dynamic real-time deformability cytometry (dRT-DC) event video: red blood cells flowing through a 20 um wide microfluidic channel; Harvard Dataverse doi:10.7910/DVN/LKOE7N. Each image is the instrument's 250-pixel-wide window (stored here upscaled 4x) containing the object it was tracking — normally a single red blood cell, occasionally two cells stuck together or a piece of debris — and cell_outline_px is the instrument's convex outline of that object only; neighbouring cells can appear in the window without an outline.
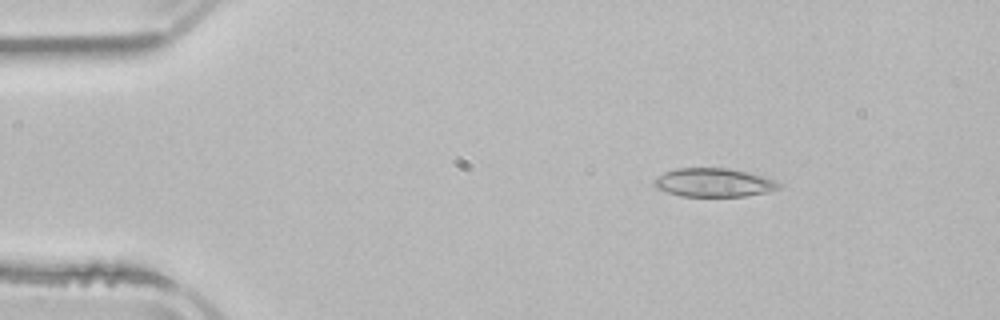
{"species": "common noctule bat (a hibernating species)", "species_latin": "Nyctalus noctula", "temperature_condition": "room temperature", "stored_images_in_passage": 3, "camera_frame_rate_fps": 3000, "um_per_image_px": 0.085, "animal": {"sex": "male", "body_mass_g": 21.5, "forearm_length_mm": 52.0}, "frame": {"image": 1, "passage_image": 1, "time_ms": 0.0, "image_size_px": [1000, 320], "cell_outline_px": [[784, 184], [780, 188], [768, 192], [744, 196], [680, 196], [656, 188], [652, 180], [656, 176], [664, 172], [676, 168], [728, 168], [748, 172], [776, 180]], "centroid_in_image_um": [60.68, 15.51], "position_along_channel_um": 24.3, "area_um2": 20.98}}